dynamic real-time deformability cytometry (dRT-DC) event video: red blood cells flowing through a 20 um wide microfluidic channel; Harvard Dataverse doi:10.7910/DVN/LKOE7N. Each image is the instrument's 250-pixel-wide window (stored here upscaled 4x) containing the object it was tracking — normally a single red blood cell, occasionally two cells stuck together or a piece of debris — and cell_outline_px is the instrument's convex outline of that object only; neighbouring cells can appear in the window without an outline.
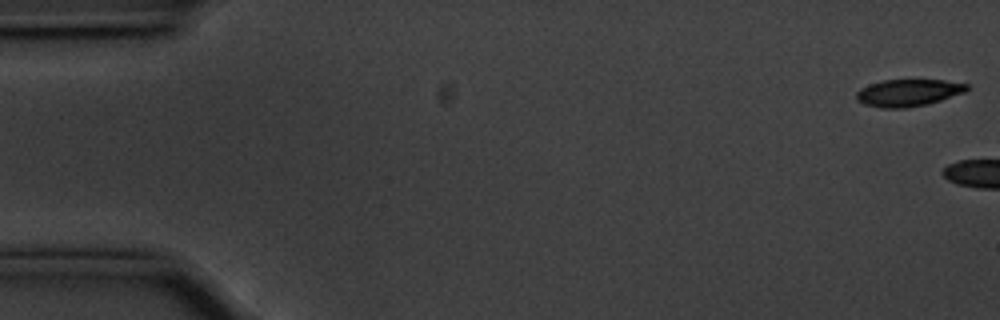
{"species": "common noctule bat (a hibernating species)", "species_latin": "Nyctalus noctula", "temperature_condition": "cold", "stored_images_in_passage": 4, "camera_frame_rate_fps": 3000, "um_per_image_px": 0.085, "animal": {"sex": "male", "body_mass_g": 20.1, "forearm_length_mm": 53.5}, "frame": {"image": 1, "passage_image": 1, "time_ms": 0.0, "image_size_px": [1000, 320], "cell_outline_px": [[968, 88], [964, 92], [940, 100], [924, 104], [904, 108], [880, 108], [864, 104], [856, 100], [856, 92], [860, 88], [868, 84], [884, 80], [944, 80], [968, 84]], "centroid_in_image_um": [77.14, 7.88], "position_along_channel_um": 7.9, "area_um2": 17.28}}